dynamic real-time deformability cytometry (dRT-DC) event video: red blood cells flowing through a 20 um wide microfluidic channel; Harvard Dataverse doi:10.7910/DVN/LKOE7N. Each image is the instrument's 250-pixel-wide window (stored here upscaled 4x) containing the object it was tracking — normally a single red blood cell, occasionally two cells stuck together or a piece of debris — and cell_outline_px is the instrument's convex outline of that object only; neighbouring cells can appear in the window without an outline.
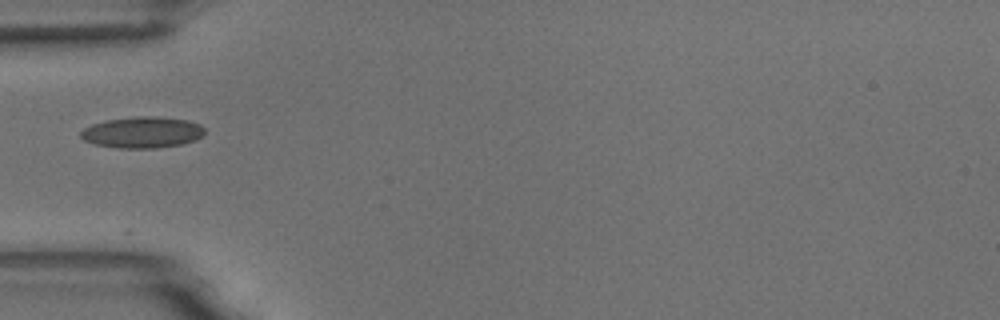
{"species": "common noctule bat (a hibernating species)", "species_latin": "Nyctalus noctula", "temperature_condition": "room temperature", "stored_images_in_passage": 7, "camera_frame_rate_fps": 3000, "um_per_image_px": 0.085, "animal": {"sex": "male", "body_mass_g": 18.8}, "frame": {"image": 1, "passage_image": 5, "time_ms": 1.333, "image_size_px": [1000, 320], "cell_outline_px": [[204, 136], [196, 140], [184, 144], [156, 148], [120, 148], [96, 144], [84, 140], [80, 136], [80, 132], [84, 128], [92, 124], [108, 120], [136, 116], [156, 116], [188, 120], [200, 124], [204, 128]], "centroid_in_image_um": [12.15, 11.25], "position_along_channel_um": 72.9, "area_um2": 22.66}}